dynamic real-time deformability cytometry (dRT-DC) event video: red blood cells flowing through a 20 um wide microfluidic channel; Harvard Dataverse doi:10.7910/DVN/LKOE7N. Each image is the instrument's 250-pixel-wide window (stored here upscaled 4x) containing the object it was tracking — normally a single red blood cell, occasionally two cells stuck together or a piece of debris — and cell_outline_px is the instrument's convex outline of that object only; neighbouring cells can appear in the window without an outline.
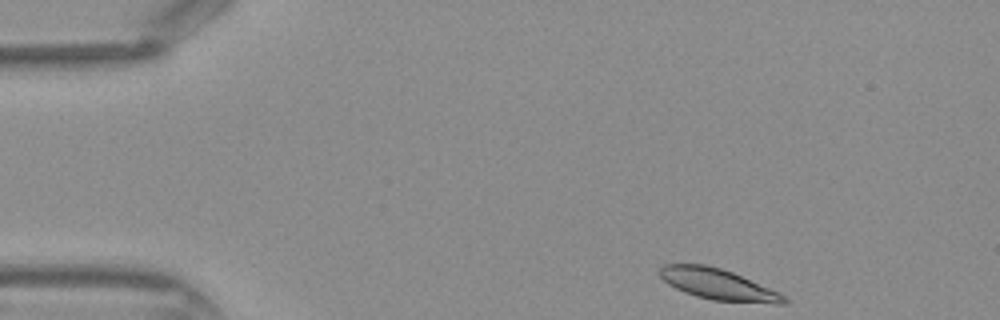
{"species": "Egyptian fruit bat (a non-hibernating species)", "species_latin": "Rousettus aegyptiacus", "temperature_condition": "warm", "stored_images_in_passage": 39, "camera_frame_rate_fps": 3000, "um_per_image_px": 0.085, "frame": {"image": 1, "passage_image": 1, "time_ms": 0.0, "image_size_px": [1000, 320], "cell_outline_px": [[788, 300], [784, 304], [776, 304], [712, 300], [696, 296], [684, 292], [668, 284], [660, 276], [660, 268], [664, 264], [704, 264], [720, 268], [732, 272], [780, 292]], "centroid_in_image_um": [61.05, 24.17], "position_along_channel_um": 24.0, "area_um2": 22.31}}
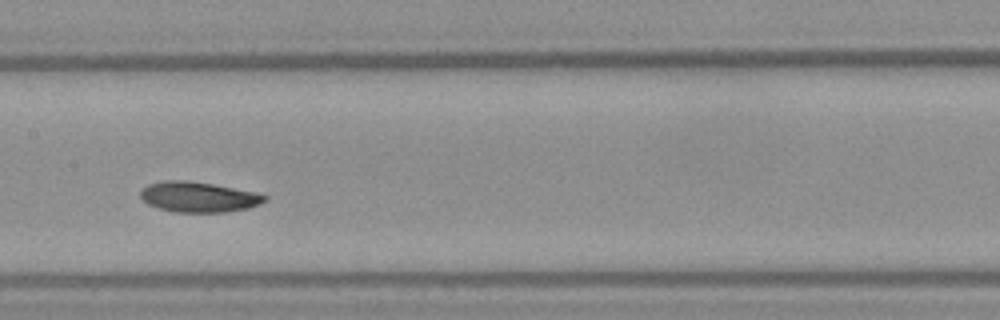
{"frame": {"image": 2, "passage_image": 17, "time_ms": 5.333, "image_size_px": [1000, 320], "cell_outline_px": [[268, 200], [260, 204], [248, 208], [224, 212], [172, 212], [148, 204], [140, 196], [140, 192], [148, 184], [164, 180], [188, 180], [212, 184], [256, 192], [268, 196]], "centroid_in_image_um": [16.89, 16.74], "position_along_channel_um": 190.5, "area_um2": 21.96}}
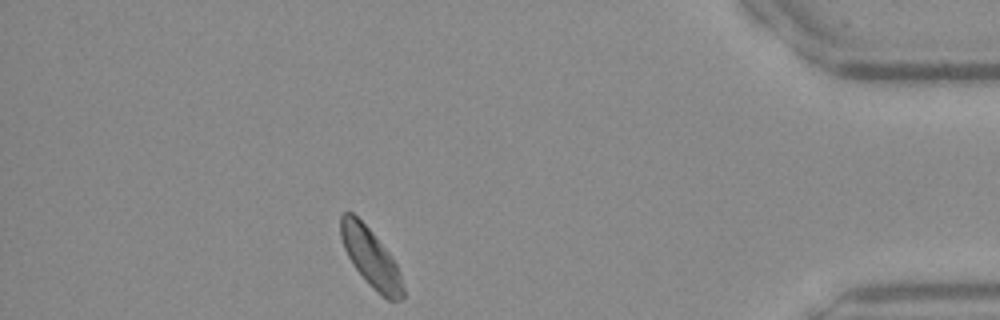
{"frame": {"image": 3, "passage_image": 34, "time_ms": 11.0, "image_size_px": [1000, 320], "cell_outline_px": [[404, 296], [400, 300], [388, 300], [372, 288], [352, 264], [344, 248], [340, 236], [340, 216], [344, 212], [352, 212], [372, 232], [388, 252], [396, 264], [400, 272], [404, 288]], "centroid_in_image_um": [31.51, 21.91], "position_along_channel_um": 403.7, "area_um2": 21.04}}